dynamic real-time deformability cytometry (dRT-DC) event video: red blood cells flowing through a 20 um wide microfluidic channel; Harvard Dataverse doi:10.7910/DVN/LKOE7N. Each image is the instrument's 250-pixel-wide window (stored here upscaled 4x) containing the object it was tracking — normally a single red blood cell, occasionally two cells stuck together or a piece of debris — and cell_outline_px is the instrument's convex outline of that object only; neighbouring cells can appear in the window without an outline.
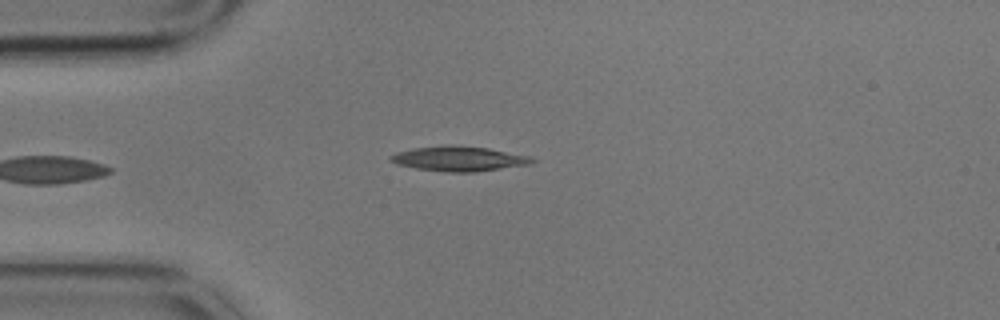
{"species": "common noctule bat (a hibernating species)", "species_latin": "Nyctalus noctula", "temperature_condition": "cold", "stored_images_in_passage": 4, "camera_frame_rate_fps": 3000, "um_per_image_px": 0.085, "animal": {"sex": "male", "body_mass_g": 17.9}, "frame": {"image": 1, "passage_image": 4, "time_ms": 1.0, "image_size_px": [1000, 320], "cell_outline_px": [[536, 160], [528, 164], [476, 172], [448, 172], [416, 168], [396, 164], [388, 160], [388, 156], [396, 152], [412, 148], [488, 148], [532, 156]], "centroid_in_image_um": [39.01, 13.53], "position_along_channel_um": 46.0, "area_um2": 19.54}}